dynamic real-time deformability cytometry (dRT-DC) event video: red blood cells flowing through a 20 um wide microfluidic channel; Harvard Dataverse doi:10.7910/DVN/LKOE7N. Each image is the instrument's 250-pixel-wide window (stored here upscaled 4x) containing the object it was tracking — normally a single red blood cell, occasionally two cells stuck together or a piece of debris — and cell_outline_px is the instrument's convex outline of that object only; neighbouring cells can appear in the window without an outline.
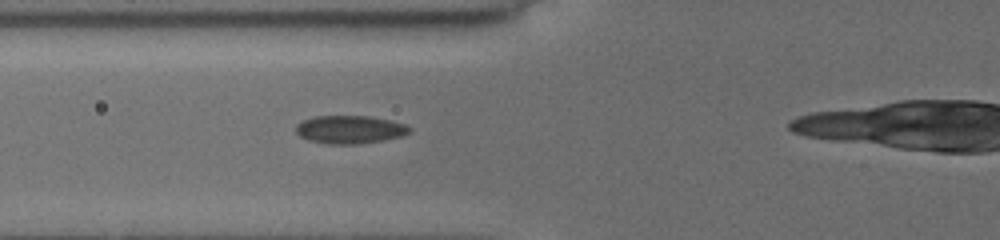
{"species": "common noctule bat (a hibernating species)", "species_latin": "Nyctalus noctula", "temperature_condition": "cold", "stored_images_in_passage": 14, "segment_of_instrument_passage": [1, 2], "camera_frame_rate_fps": 3000, "um_per_image_px": 0.085, "animal": {"sex": "female", "body_mass_g": 19.5, "forearm_length_mm": 54.1}, "frame": {"image": 1, "passage_image": 2, "time_ms": 0.667, "image_size_px": [1000, 240], "cell_outline_px": [[412, 132], [400, 136], [384, 140], [360, 144], [324, 144], [308, 140], [300, 136], [296, 132], [296, 124], [304, 120], [316, 116], [368, 116], [388, 120], [404, 124], [412, 128]], "centroid_in_image_um": [29.73, 11.02], "position_along_channel_um": 96.1, "area_um2": 18.61}}
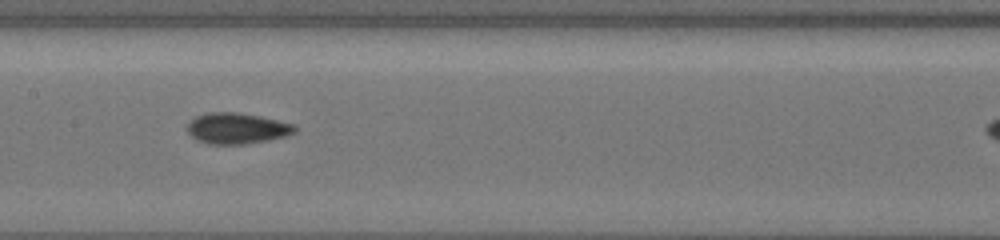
{"frame": {"image": 2, "passage_image": 7, "time_ms": 3.0, "image_size_px": [1000, 240], "cell_outline_px": [[296, 132], [284, 136], [268, 140], [244, 144], [208, 144], [196, 140], [188, 132], [188, 124], [196, 116], [212, 112], [236, 112], [260, 116], [292, 124], [296, 128]], "centroid_in_image_um": [20.12, 10.91], "position_along_channel_um": 187.3, "area_um2": 19.13}}
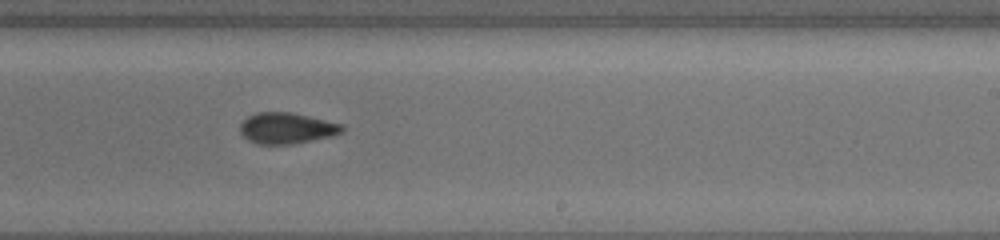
{"frame": {"image": 3, "passage_image": 11, "time_ms": 5.0, "image_size_px": [1000, 240], "cell_outline_px": [[344, 132], [336, 136], [292, 144], [256, 144], [248, 140], [240, 132], [240, 124], [248, 116], [256, 112], [288, 112], [344, 124]], "centroid_in_image_um": [24.4, 10.91], "position_along_channel_um": 264.6, "area_um2": 18.61}}